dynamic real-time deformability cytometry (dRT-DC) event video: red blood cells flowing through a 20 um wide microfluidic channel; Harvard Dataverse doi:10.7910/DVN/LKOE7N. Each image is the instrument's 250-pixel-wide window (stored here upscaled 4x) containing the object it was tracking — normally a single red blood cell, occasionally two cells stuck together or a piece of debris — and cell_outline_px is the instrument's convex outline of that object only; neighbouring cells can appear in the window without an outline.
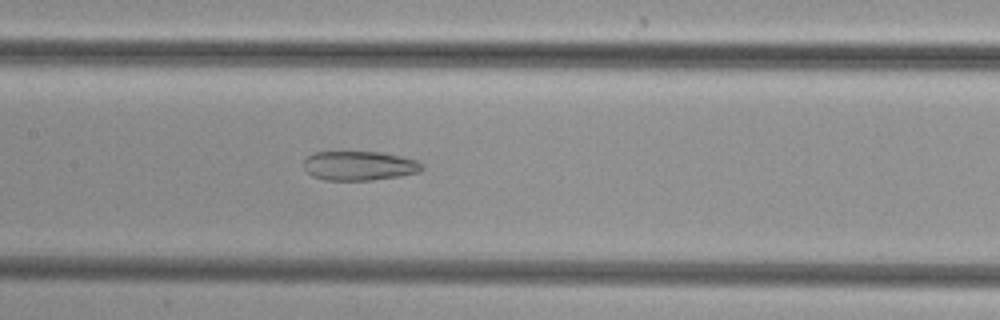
{"species": "common noctule bat (a hibernating species)", "species_latin": "Nyctalus noctula", "temperature_condition": "cold", "stored_images_in_passage": 19, "camera_frame_rate_fps": 3000, "um_per_image_px": 0.085, "animal": {"sex": "female", "body_mass_g": 29.2, "forearm_length_mm": 56.3}, "frame": {"image": 1, "passage_image": 14, "time_ms": 4.333, "image_size_px": [1000, 320], "cell_outline_px": [[424, 168], [420, 172], [400, 176], [372, 180], [324, 180], [312, 176], [304, 168], [304, 160], [308, 156], [316, 152], [380, 152], [400, 156], [416, 160], [424, 164]], "centroid_in_image_um": [30.56, 14.09], "position_along_channel_um": 176.8, "area_um2": 20.23}}